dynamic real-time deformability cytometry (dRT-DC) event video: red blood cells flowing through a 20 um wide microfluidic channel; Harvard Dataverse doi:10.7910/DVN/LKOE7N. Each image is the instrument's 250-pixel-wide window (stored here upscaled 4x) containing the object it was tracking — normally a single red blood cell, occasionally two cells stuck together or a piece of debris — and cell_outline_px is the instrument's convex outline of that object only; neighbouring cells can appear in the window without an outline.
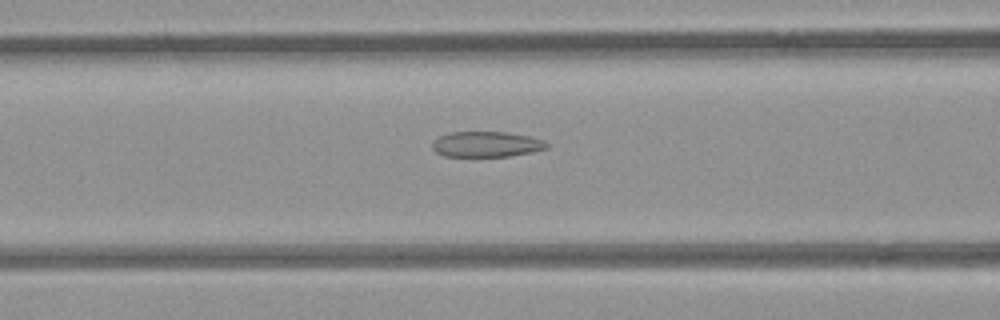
{"species": "common noctule bat (a hibernating species)", "species_latin": "Nyctalus noctula", "temperature_condition": "room temperature", "stored_images_in_passage": 53, "camera_frame_rate_fps": 3000, "um_per_image_px": 0.085, "animal": {"sex": "female", "body_mass_g": 21.9}, "frame": {"image": 1, "passage_image": 21, "time_ms": 6.667, "image_size_px": [1000, 320], "cell_outline_px": [[548, 148], [532, 152], [508, 156], [444, 156], [436, 152], [432, 148], [432, 144], [440, 136], [448, 132], [508, 132], [528, 136], [540, 140], [548, 144]], "centroid_in_image_um": [41.32, 12.26], "position_along_channel_um": 125.3, "area_um2": 16.82}}
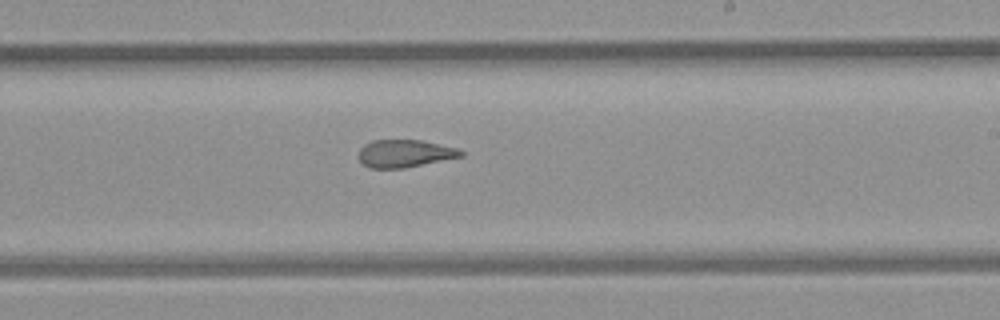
{"frame": {"image": 2, "passage_image": 31, "time_ms": 10.0, "image_size_px": [1000, 320], "cell_outline_px": [[464, 156], [404, 168], [368, 168], [356, 156], [360, 148], [364, 144], [372, 140], [420, 140], [456, 148], [464, 152]], "centroid_in_image_um": [34.36, 13.05], "position_along_channel_um": 254.6, "area_um2": 16.47}}
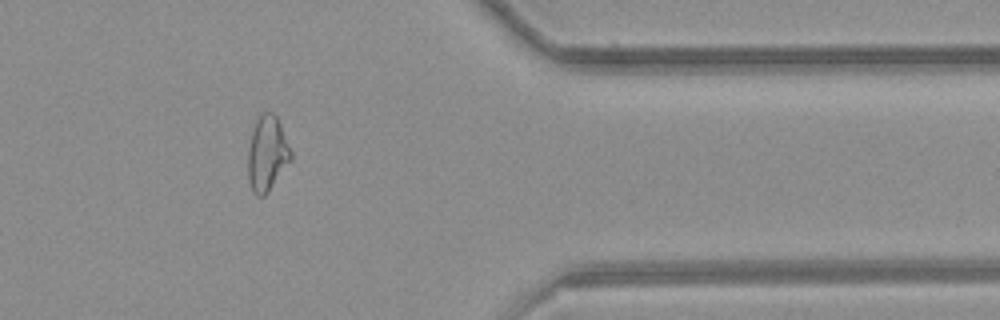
{"frame": {"image": 3, "passage_image": 43, "time_ms": 14.0, "image_size_px": [1000, 320], "cell_outline_px": [[292, 160], [268, 192], [264, 196], [256, 196], [252, 192], [248, 180], [248, 148], [252, 132], [256, 120], [264, 112], [272, 112], [276, 116], [280, 124], [292, 152]], "centroid_in_image_um": [22.71, 13.09], "position_along_channel_um": 388.7, "area_um2": 18.84}, "authors_computed_cell_mechanics": {"area_um2": 19.7098, "velocity_mm_per_s": 3.8913, "shape_relaxation_time_tau1_ms": null, "shape_relaxation_time_tau2_ms": 2.6055, "deformation_change_tau1": null, "deformation_change_tau2": 0.107}}